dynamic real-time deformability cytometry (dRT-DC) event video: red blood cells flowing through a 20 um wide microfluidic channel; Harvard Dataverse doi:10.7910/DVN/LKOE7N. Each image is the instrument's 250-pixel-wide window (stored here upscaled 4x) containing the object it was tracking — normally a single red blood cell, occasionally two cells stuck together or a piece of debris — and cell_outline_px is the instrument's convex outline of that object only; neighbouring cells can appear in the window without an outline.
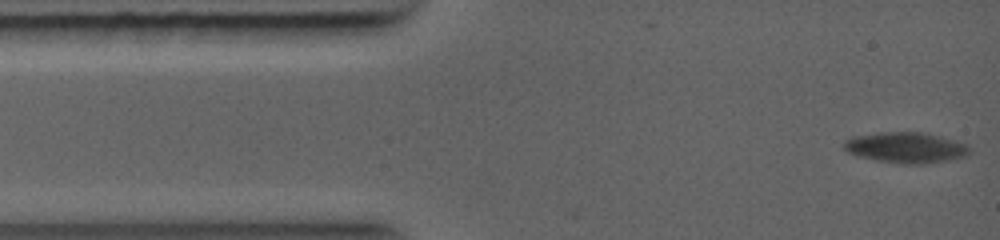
{"species": "common noctule bat (a hibernating species)", "species_latin": "Nyctalus noctula", "temperature_condition": "warm", "stored_images_in_passage": 64, "camera_frame_rate_fps": 5000, "um_per_image_px": 0.085, "animal": {"sex": "female", "body_mass_g": 19.0, "forearm_length_mm": 56.7}, "frame": {"image": 1, "passage_image": 1, "time_ms": 0.0, "image_size_px": [1000, 240], "cell_outline_px": [[972, 152], [964, 156], [924, 164], [904, 164], [876, 160], [860, 156], [848, 152], [844, 148], [844, 140], [852, 136], [880, 132], [924, 132], [940, 136], [968, 144]], "centroid_in_image_um": [77.0, 12.53], "position_along_channel_um": 8.0, "area_um2": 22.43}}
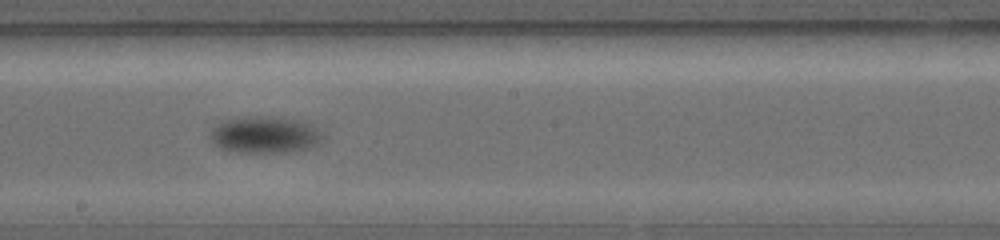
{"frame": {"image": 2, "passage_image": 29, "time_ms": 6.2, "image_size_px": [1000, 240], "cell_outline_px": [[324, 140], [316, 148], [296, 152], [228, 152], [220, 148], [208, 136], [216, 124], [224, 120], [244, 116], [284, 116], [304, 120], [312, 124], [324, 136]], "centroid_in_image_um": [22.6, 11.45], "position_along_channel_um": 225.6, "area_um2": 25.14}}
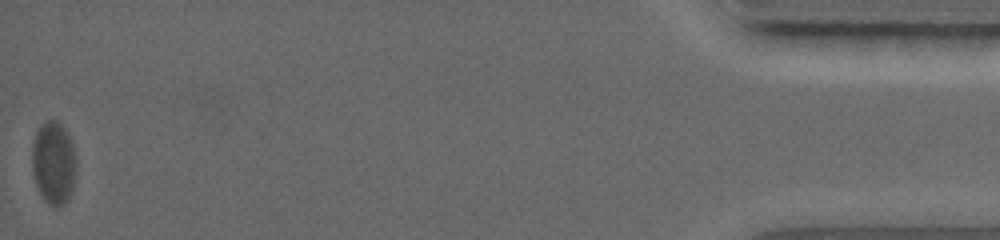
{"frame": {"image": 3, "passage_image": 64, "time_ms": 13.6, "image_size_px": [1000, 240], "cell_outline_px": [[76, 172], [72, 192], [68, 200], [64, 204], [56, 208], [48, 204], [40, 192], [36, 184], [32, 172], [32, 144], [36, 132], [40, 124], [48, 120], [60, 120], [68, 132], [72, 140], [76, 156]], "centroid_in_image_um": [4.58, 13.81], "position_along_channel_um": 430.6, "area_um2": 21.96}}